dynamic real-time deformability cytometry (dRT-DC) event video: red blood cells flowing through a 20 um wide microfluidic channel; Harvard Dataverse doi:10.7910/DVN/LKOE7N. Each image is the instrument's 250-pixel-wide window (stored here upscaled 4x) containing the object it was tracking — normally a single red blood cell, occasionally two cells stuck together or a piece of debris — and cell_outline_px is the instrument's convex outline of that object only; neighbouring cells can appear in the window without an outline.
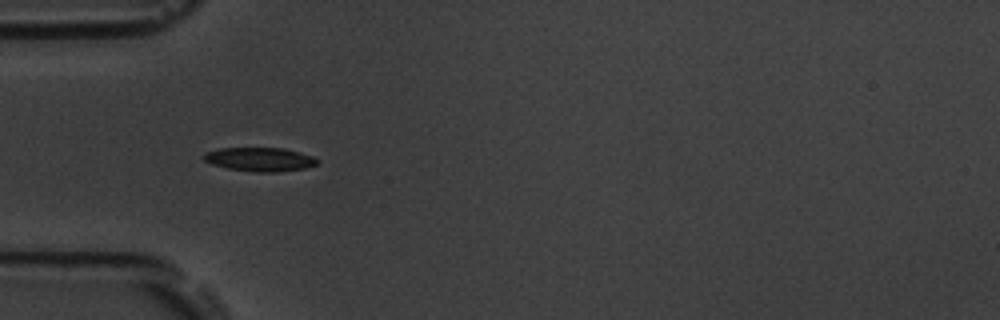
{"species": "common noctule bat (a hibernating species)", "species_latin": "Nyctalus noctula", "temperature_condition": "room temperature", "stored_images_in_passage": 44, "camera_frame_rate_fps": 3000, "um_per_image_px": 0.085, "animal": {"sex": "male", "body_mass_g": 19.5, "forearm_length_mm": 54.6}, "frame": {"image": 1, "passage_image": 5, "time_ms": 1.333, "image_size_px": [1000, 320], "cell_outline_px": [[320, 160], [316, 164], [304, 168], [276, 172], [256, 172], [228, 168], [212, 164], [204, 160], [204, 152], [220, 148], [284, 148], [300, 152], [312, 156]], "centroid_in_image_um": [22.09, 13.54], "position_along_channel_um": 62.9, "area_um2": 15.66}}
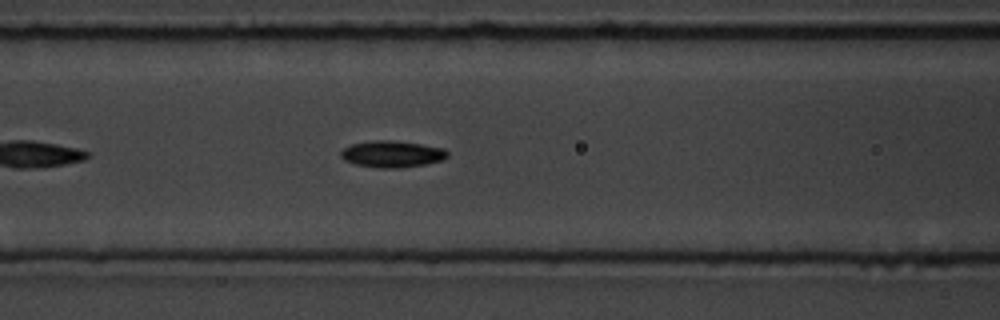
{"frame": {"image": 2, "passage_image": 11, "time_ms": 3.333, "image_size_px": [1000, 320], "cell_outline_px": [[448, 156], [440, 160], [424, 164], [400, 168], [380, 168], [356, 164], [344, 160], [340, 156], [340, 152], [344, 148], [352, 144], [372, 140], [396, 140], [444, 148], [448, 152]], "centroid_in_image_um": [33.31, 13.08], "position_along_channel_um": 133.3, "area_um2": 16.47}}
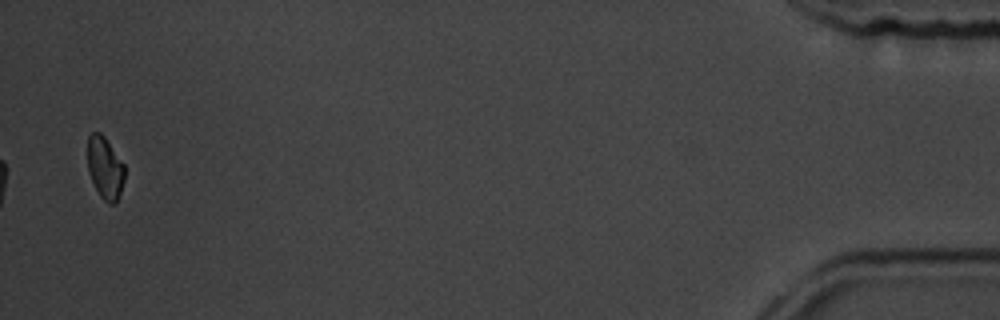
{"frame": {"image": 3, "passage_image": 43, "time_ms": 14.0, "image_size_px": [1000, 320], "cell_outline_px": [[124, 180], [120, 196], [116, 204], [108, 204], [100, 196], [88, 172], [88, 136], [92, 132], [100, 132], [104, 136], [124, 164]], "centroid_in_image_um": [8.94, 14.29], "position_along_channel_um": 426.3, "area_um2": 13.47}, "authors_computed_cell_mechanics": {"area_um2": 15.5482, "velocity_mm_per_s": 3.5922, "shape_relaxation_time_tau1_ms": 2.5863, "shape_relaxation_time_tau2_ms": null, "deformation_change_tau1": 0.0974, "deformation_change_tau2": null}}